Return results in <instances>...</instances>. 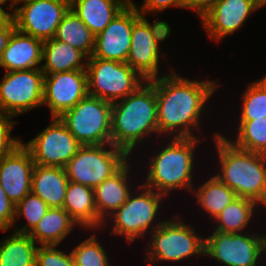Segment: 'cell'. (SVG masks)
I'll return each instance as SVG.
<instances>
[{
	"label": "cell",
	"mask_w": 266,
	"mask_h": 266,
	"mask_svg": "<svg viewBox=\"0 0 266 266\" xmlns=\"http://www.w3.org/2000/svg\"><path fill=\"white\" fill-rule=\"evenodd\" d=\"M171 72L154 79L158 136L196 137L193 129L202 131L200 118L202 113H206L205 103L219 84L209 79L190 80L173 70Z\"/></svg>",
	"instance_id": "obj_1"
},
{
	"label": "cell",
	"mask_w": 266,
	"mask_h": 266,
	"mask_svg": "<svg viewBox=\"0 0 266 266\" xmlns=\"http://www.w3.org/2000/svg\"><path fill=\"white\" fill-rule=\"evenodd\" d=\"M153 133L158 135L154 79L145 81L125 98L112 103V145L131 156L137 143Z\"/></svg>",
	"instance_id": "obj_2"
},
{
	"label": "cell",
	"mask_w": 266,
	"mask_h": 266,
	"mask_svg": "<svg viewBox=\"0 0 266 266\" xmlns=\"http://www.w3.org/2000/svg\"><path fill=\"white\" fill-rule=\"evenodd\" d=\"M214 141L221 169L215 176L237 197L266 207V154L237 148L219 132H215Z\"/></svg>",
	"instance_id": "obj_3"
},
{
	"label": "cell",
	"mask_w": 266,
	"mask_h": 266,
	"mask_svg": "<svg viewBox=\"0 0 266 266\" xmlns=\"http://www.w3.org/2000/svg\"><path fill=\"white\" fill-rule=\"evenodd\" d=\"M171 140V141H170ZM162 150L148 158L150 161L143 184L165 197L170 191L187 189L192 192L195 147L201 141L197 137H171Z\"/></svg>",
	"instance_id": "obj_4"
},
{
	"label": "cell",
	"mask_w": 266,
	"mask_h": 266,
	"mask_svg": "<svg viewBox=\"0 0 266 266\" xmlns=\"http://www.w3.org/2000/svg\"><path fill=\"white\" fill-rule=\"evenodd\" d=\"M181 220L173 216L151 232L148 247L145 248L148 265L152 266L158 261L179 262L195 255H204L205 238L197 235L190 223L188 225Z\"/></svg>",
	"instance_id": "obj_5"
},
{
	"label": "cell",
	"mask_w": 266,
	"mask_h": 266,
	"mask_svg": "<svg viewBox=\"0 0 266 266\" xmlns=\"http://www.w3.org/2000/svg\"><path fill=\"white\" fill-rule=\"evenodd\" d=\"M137 187L138 191H143H139V194L131 193L126 202L109 217L113 223L111 234L125 236L128 244L144 237L147 232L151 233L164 222L157 218L159 219L160 204L165 196L142 182Z\"/></svg>",
	"instance_id": "obj_6"
},
{
	"label": "cell",
	"mask_w": 266,
	"mask_h": 266,
	"mask_svg": "<svg viewBox=\"0 0 266 266\" xmlns=\"http://www.w3.org/2000/svg\"><path fill=\"white\" fill-rule=\"evenodd\" d=\"M112 103L87 95L59 118L81 145L112 144Z\"/></svg>",
	"instance_id": "obj_7"
},
{
	"label": "cell",
	"mask_w": 266,
	"mask_h": 266,
	"mask_svg": "<svg viewBox=\"0 0 266 266\" xmlns=\"http://www.w3.org/2000/svg\"><path fill=\"white\" fill-rule=\"evenodd\" d=\"M128 157L112 144L81 145L65 166L67 178L94 189L129 161Z\"/></svg>",
	"instance_id": "obj_8"
},
{
	"label": "cell",
	"mask_w": 266,
	"mask_h": 266,
	"mask_svg": "<svg viewBox=\"0 0 266 266\" xmlns=\"http://www.w3.org/2000/svg\"><path fill=\"white\" fill-rule=\"evenodd\" d=\"M88 94L110 103L134 92L144 80L127 62L88 58Z\"/></svg>",
	"instance_id": "obj_9"
},
{
	"label": "cell",
	"mask_w": 266,
	"mask_h": 266,
	"mask_svg": "<svg viewBox=\"0 0 266 266\" xmlns=\"http://www.w3.org/2000/svg\"><path fill=\"white\" fill-rule=\"evenodd\" d=\"M171 28L165 21L150 23L141 16L132 27L127 63L146 81L159 78L160 43L170 36Z\"/></svg>",
	"instance_id": "obj_10"
},
{
	"label": "cell",
	"mask_w": 266,
	"mask_h": 266,
	"mask_svg": "<svg viewBox=\"0 0 266 266\" xmlns=\"http://www.w3.org/2000/svg\"><path fill=\"white\" fill-rule=\"evenodd\" d=\"M262 235L214 231L205 237L204 255L225 266H259L265 256L266 235Z\"/></svg>",
	"instance_id": "obj_11"
},
{
	"label": "cell",
	"mask_w": 266,
	"mask_h": 266,
	"mask_svg": "<svg viewBox=\"0 0 266 266\" xmlns=\"http://www.w3.org/2000/svg\"><path fill=\"white\" fill-rule=\"evenodd\" d=\"M0 80V111L15 117L43 106L44 73L41 68L6 71Z\"/></svg>",
	"instance_id": "obj_12"
},
{
	"label": "cell",
	"mask_w": 266,
	"mask_h": 266,
	"mask_svg": "<svg viewBox=\"0 0 266 266\" xmlns=\"http://www.w3.org/2000/svg\"><path fill=\"white\" fill-rule=\"evenodd\" d=\"M13 20L22 33L45 41L54 38L63 16L70 9V0H17Z\"/></svg>",
	"instance_id": "obj_13"
},
{
	"label": "cell",
	"mask_w": 266,
	"mask_h": 266,
	"mask_svg": "<svg viewBox=\"0 0 266 266\" xmlns=\"http://www.w3.org/2000/svg\"><path fill=\"white\" fill-rule=\"evenodd\" d=\"M22 144L30 151L34 164L63 168L81 146L59 117H52L49 126Z\"/></svg>",
	"instance_id": "obj_14"
},
{
	"label": "cell",
	"mask_w": 266,
	"mask_h": 266,
	"mask_svg": "<svg viewBox=\"0 0 266 266\" xmlns=\"http://www.w3.org/2000/svg\"><path fill=\"white\" fill-rule=\"evenodd\" d=\"M88 95L86 69L44 75L43 105L60 117Z\"/></svg>",
	"instance_id": "obj_15"
},
{
	"label": "cell",
	"mask_w": 266,
	"mask_h": 266,
	"mask_svg": "<svg viewBox=\"0 0 266 266\" xmlns=\"http://www.w3.org/2000/svg\"><path fill=\"white\" fill-rule=\"evenodd\" d=\"M137 7H125L95 36L91 57L126 62L131 45L133 24L141 17Z\"/></svg>",
	"instance_id": "obj_16"
},
{
	"label": "cell",
	"mask_w": 266,
	"mask_h": 266,
	"mask_svg": "<svg viewBox=\"0 0 266 266\" xmlns=\"http://www.w3.org/2000/svg\"><path fill=\"white\" fill-rule=\"evenodd\" d=\"M260 8V0H221L200 19L209 38L219 42L241 29L249 15Z\"/></svg>",
	"instance_id": "obj_17"
},
{
	"label": "cell",
	"mask_w": 266,
	"mask_h": 266,
	"mask_svg": "<svg viewBox=\"0 0 266 266\" xmlns=\"http://www.w3.org/2000/svg\"><path fill=\"white\" fill-rule=\"evenodd\" d=\"M34 165L30 151L22 143L0 158V185L15 205L31 192Z\"/></svg>",
	"instance_id": "obj_18"
},
{
	"label": "cell",
	"mask_w": 266,
	"mask_h": 266,
	"mask_svg": "<svg viewBox=\"0 0 266 266\" xmlns=\"http://www.w3.org/2000/svg\"><path fill=\"white\" fill-rule=\"evenodd\" d=\"M130 166L132 165L127 161L116 173L93 189L97 214L105 227L107 222H110L107 218L119 209L133 193L129 182Z\"/></svg>",
	"instance_id": "obj_19"
},
{
	"label": "cell",
	"mask_w": 266,
	"mask_h": 266,
	"mask_svg": "<svg viewBox=\"0 0 266 266\" xmlns=\"http://www.w3.org/2000/svg\"><path fill=\"white\" fill-rule=\"evenodd\" d=\"M43 42L16 29L2 52L0 67L6 71L41 68Z\"/></svg>",
	"instance_id": "obj_20"
},
{
	"label": "cell",
	"mask_w": 266,
	"mask_h": 266,
	"mask_svg": "<svg viewBox=\"0 0 266 266\" xmlns=\"http://www.w3.org/2000/svg\"><path fill=\"white\" fill-rule=\"evenodd\" d=\"M68 182L65 168L35 164L31 192L50 208H63Z\"/></svg>",
	"instance_id": "obj_21"
},
{
	"label": "cell",
	"mask_w": 266,
	"mask_h": 266,
	"mask_svg": "<svg viewBox=\"0 0 266 266\" xmlns=\"http://www.w3.org/2000/svg\"><path fill=\"white\" fill-rule=\"evenodd\" d=\"M63 208L84 229L95 231L104 225L97 214L93 188L69 181Z\"/></svg>",
	"instance_id": "obj_22"
},
{
	"label": "cell",
	"mask_w": 266,
	"mask_h": 266,
	"mask_svg": "<svg viewBox=\"0 0 266 266\" xmlns=\"http://www.w3.org/2000/svg\"><path fill=\"white\" fill-rule=\"evenodd\" d=\"M41 70L44 75L86 69L88 57L66 42L54 38L43 42Z\"/></svg>",
	"instance_id": "obj_23"
},
{
	"label": "cell",
	"mask_w": 266,
	"mask_h": 266,
	"mask_svg": "<svg viewBox=\"0 0 266 266\" xmlns=\"http://www.w3.org/2000/svg\"><path fill=\"white\" fill-rule=\"evenodd\" d=\"M79 224L64 208H49L42 219L28 233L40 245H59Z\"/></svg>",
	"instance_id": "obj_24"
},
{
	"label": "cell",
	"mask_w": 266,
	"mask_h": 266,
	"mask_svg": "<svg viewBox=\"0 0 266 266\" xmlns=\"http://www.w3.org/2000/svg\"><path fill=\"white\" fill-rule=\"evenodd\" d=\"M124 8L119 0H70V9L95 36Z\"/></svg>",
	"instance_id": "obj_25"
},
{
	"label": "cell",
	"mask_w": 266,
	"mask_h": 266,
	"mask_svg": "<svg viewBox=\"0 0 266 266\" xmlns=\"http://www.w3.org/2000/svg\"><path fill=\"white\" fill-rule=\"evenodd\" d=\"M54 39L70 44L88 58L93 54L95 35L71 9L63 16Z\"/></svg>",
	"instance_id": "obj_26"
},
{
	"label": "cell",
	"mask_w": 266,
	"mask_h": 266,
	"mask_svg": "<svg viewBox=\"0 0 266 266\" xmlns=\"http://www.w3.org/2000/svg\"><path fill=\"white\" fill-rule=\"evenodd\" d=\"M37 247L28 234L13 231L0 243V266H35Z\"/></svg>",
	"instance_id": "obj_27"
},
{
	"label": "cell",
	"mask_w": 266,
	"mask_h": 266,
	"mask_svg": "<svg viewBox=\"0 0 266 266\" xmlns=\"http://www.w3.org/2000/svg\"><path fill=\"white\" fill-rule=\"evenodd\" d=\"M256 206L259 208V205L253 200L236 197L213 219L218 222L214 231L244 233L252 220Z\"/></svg>",
	"instance_id": "obj_28"
},
{
	"label": "cell",
	"mask_w": 266,
	"mask_h": 266,
	"mask_svg": "<svg viewBox=\"0 0 266 266\" xmlns=\"http://www.w3.org/2000/svg\"><path fill=\"white\" fill-rule=\"evenodd\" d=\"M192 191L196 196L197 205L203 208L204 212L211 216V219H214L237 197L236 193L215 175L199 186L197 190L193 188Z\"/></svg>",
	"instance_id": "obj_29"
},
{
	"label": "cell",
	"mask_w": 266,
	"mask_h": 266,
	"mask_svg": "<svg viewBox=\"0 0 266 266\" xmlns=\"http://www.w3.org/2000/svg\"><path fill=\"white\" fill-rule=\"evenodd\" d=\"M236 125L237 138L229 140L234 146L249 152L266 154V117L239 121Z\"/></svg>",
	"instance_id": "obj_30"
},
{
	"label": "cell",
	"mask_w": 266,
	"mask_h": 266,
	"mask_svg": "<svg viewBox=\"0 0 266 266\" xmlns=\"http://www.w3.org/2000/svg\"><path fill=\"white\" fill-rule=\"evenodd\" d=\"M242 106L239 121L266 117V75L260 80L248 84L241 99Z\"/></svg>",
	"instance_id": "obj_31"
},
{
	"label": "cell",
	"mask_w": 266,
	"mask_h": 266,
	"mask_svg": "<svg viewBox=\"0 0 266 266\" xmlns=\"http://www.w3.org/2000/svg\"><path fill=\"white\" fill-rule=\"evenodd\" d=\"M49 208L39 196L30 192L15 205V222L17 218L19 219L23 216L26 219V225H23L22 228H14L13 231L28 234L42 219Z\"/></svg>",
	"instance_id": "obj_32"
},
{
	"label": "cell",
	"mask_w": 266,
	"mask_h": 266,
	"mask_svg": "<svg viewBox=\"0 0 266 266\" xmlns=\"http://www.w3.org/2000/svg\"><path fill=\"white\" fill-rule=\"evenodd\" d=\"M70 252L75 266H110L107 252L94 234Z\"/></svg>",
	"instance_id": "obj_33"
},
{
	"label": "cell",
	"mask_w": 266,
	"mask_h": 266,
	"mask_svg": "<svg viewBox=\"0 0 266 266\" xmlns=\"http://www.w3.org/2000/svg\"><path fill=\"white\" fill-rule=\"evenodd\" d=\"M57 245H40L36 251L35 266H75L71 252L56 248Z\"/></svg>",
	"instance_id": "obj_34"
},
{
	"label": "cell",
	"mask_w": 266,
	"mask_h": 266,
	"mask_svg": "<svg viewBox=\"0 0 266 266\" xmlns=\"http://www.w3.org/2000/svg\"><path fill=\"white\" fill-rule=\"evenodd\" d=\"M13 117L0 111V158L12 152L22 143L20 138H12L11 131L17 121Z\"/></svg>",
	"instance_id": "obj_35"
},
{
	"label": "cell",
	"mask_w": 266,
	"mask_h": 266,
	"mask_svg": "<svg viewBox=\"0 0 266 266\" xmlns=\"http://www.w3.org/2000/svg\"><path fill=\"white\" fill-rule=\"evenodd\" d=\"M143 4L137 5L138 11L142 16L149 13L164 11L169 7L188 8V0H144Z\"/></svg>",
	"instance_id": "obj_36"
},
{
	"label": "cell",
	"mask_w": 266,
	"mask_h": 266,
	"mask_svg": "<svg viewBox=\"0 0 266 266\" xmlns=\"http://www.w3.org/2000/svg\"><path fill=\"white\" fill-rule=\"evenodd\" d=\"M15 204L8 198L0 185V231L15 227Z\"/></svg>",
	"instance_id": "obj_37"
},
{
	"label": "cell",
	"mask_w": 266,
	"mask_h": 266,
	"mask_svg": "<svg viewBox=\"0 0 266 266\" xmlns=\"http://www.w3.org/2000/svg\"><path fill=\"white\" fill-rule=\"evenodd\" d=\"M221 0H188V9L195 10L199 17Z\"/></svg>",
	"instance_id": "obj_38"
},
{
	"label": "cell",
	"mask_w": 266,
	"mask_h": 266,
	"mask_svg": "<svg viewBox=\"0 0 266 266\" xmlns=\"http://www.w3.org/2000/svg\"><path fill=\"white\" fill-rule=\"evenodd\" d=\"M15 30L16 26L14 20H12L4 29L0 30V57Z\"/></svg>",
	"instance_id": "obj_39"
},
{
	"label": "cell",
	"mask_w": 266,
	"mask_h": 266,
	"mask_svg": "<svg viewBox=\"0 0 266 266\" xmlns=\"http://www.w3.org/2000/svg\"><path fill=\"white\" fill-rule=\"evenodd\" d=\"M13 20V13H8L0 7V30L4 29Z\"/></svg>",
	"instance_id": "obj_40"
},
{
	"label": "cell",
	"mask_w": 266,
	"mask_h": 266,
	"mask_svg": "<svg viewBox=\"0 0 266 266\" xmlns=\"http://www.w3.org/2000/svg\"><path fill=\"white\" fill-rule=\"evenodd\" d=\"M11 2V4L7 5L12 11L13 15L16 9V5H17V0H0V7H2L3 5H5L6 3ZM15 5V6H14Z\"/></svg>",
	"instance_id": "obj_41"
},
{
	"label": "cell",
	"mask_w": 266,
	"mask_h": 266,
	"mask_svg": "<svg viewBox=\"0 0 266 266\" xmlns=\"http://www.w3.org/2000/svg\"><path fill=\"white\" fill-rule=\"evenodd\" d=\"M125 7H137L133 0H119Z\"/></svg>",
	"instance_id": "obj_42"
},
{
	"label": "cell",
	"mask_w": 266,
	"mask_h": 266,
	"mask_svg": "<svg viewBox=\"0 0 266 266\" xmlns=\"http://www.w3.org/2000/svg\"><path fill=\"white\" fill-rule=\"evenodd\" d=\"M260 3H261V5H262V7H263V6L266 5V0H260Z\"/></svg>",
	"instance_id": "obj_43"
},
{
	"label": "cell",
	"mask_w": 266,
	"mask_h": 266,
	"mask_svg": "<svg viewBox=\"0 0 266 266\" xmlns=\"http://www.w3.org/2000/svg\"><path fill=\"white\" fill-rule=\"evenodd\" d=\"M265 255H266V242H265ZM264 262H266V260L263 259Z\"/></svg>",
	"instance_id": "obj_44"
}]
</instances>
